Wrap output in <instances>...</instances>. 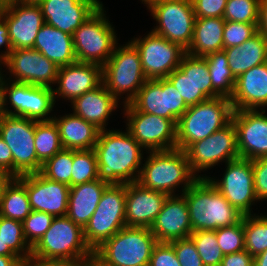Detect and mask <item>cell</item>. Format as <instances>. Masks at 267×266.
<instances>
[{
  "label": "cell",
  "instance_id": "4",
  "mask_svg": "<svg viewBox=\"0 0 267 266\" xmlns=\"http://www.w3.org/2000/svg\"><path fill=\"white\" fill-rule=\"evenodd\" d=\"M147 153L137 181L143 187L172 196L178 195L175 189L180 185L183 194L198 179L190 170L185 151L176 148Z\"/></svg>",
  "mask_w": 267,
  "mask_h": 266
},
{
  "label": "cell",
  "instance_id": "36",
  "mask_svg": "<svg viewBox=\"0 0 267 266\" xmlns=\"http://www.w3.org/2000/svg\"><path fill=\"white\" fill-rule=\"evenodd\" d=\"M34 142L37 159L42 164L63 149L59 129L54 120L37 121L35 123Z\"/></svg>",
  "mask_w": 267,
  "mask_h": 266
},
{
  "label": "cell",
  "instance_id": "7",
  "mask_svg": "<svg viewBox=\"0 0 267 266\" xmlns=\"http://www.w3.org/2000/svg\"><path fill=\"white\" fill-rule=\"evenodd\" d=\"M102 77V83L117 100L126 93L124 105L135 98L147 78L139 51L130 41L120 47L116 45L113 54L102 66Z\"/></svg>",
  "mask_w": 267,
  "mask_h": 266
},
{
  "label": "cell",
  "instance_id": "23",
  "mask_svg": "<svg viewBox=\"0 0 267 266\" xmlns=\"http://www.w3.org/2000/svg\"><path fill=\"white\" fill-rule=\"evenodd\" d=\"M26 191L31 210L54 217L66 216L70 186L44 177L40 172L26 174Z\"/></svg>",
  "mask_w": 267,
  "mask_h": 266
},
{
  "label": "cell",
  "instance_id": "33",
  "mask_svg": "<svg viewBox=\"0 0 267 266\" xmlns=\"http://www.w3.org/2000/svg\"><path fill=\"white\" fill-rule=\"evenodd\" d=\"M224 18H196L193 39L186 53L205 57L224 49Z\"/></svg>",
  "mask_w": 267,
  "mask_h": 266
},
{
  "label": "cell",
  "instance_id": "29",
  "mask_svg": "<svg viewBox=\"0 0 267 266\" xmlns=\"http://www.w3.org/2000/svg\"><path fill=\"white\" fill-rule=\"evenodd\" d=\"M33 49L38 50L58 67L77 61L72 35L46 23L40 28Z\"/></svg>",
  "mask_w": 267,
  "mask_h": 266
},
{
  "label": "cell",
  "instance_id": "40",
  "mask_svg": "<svg viewBox=\"0 0 267 266\" xmlns=\"http://www.w3.org/2000/svg\"><path fill=\"white\" fill-rule=\"evenodd\" d=\"M72 166L73 150L62 149L42 165L40 173L49 180L71 187Z\"/></svg>",
  "mask_w": 267,
  "mask_h": 266
},
{
  "label": "cell",
  "instance_id": "61",
  "mask_svg": "<svg viewBox=\"0 0 267 266\" xmlns=\"http://www.w3.org/2000/svg\"><path fill=\"white\" fill-rule=\"evenodd\" d=\"M21 3L39 4L43 0H15Z\"/></svg>",
  "mask_w": 267,
  "mask_h": 266
},
{
  "label": "cell",
  "instance_id": "25",
  "mask_svg": "<svg viewBox=\"0 0 267 266\" xmlns=\"http://www.w3.org/2000/svg\"><path fill=\"white\" fill-rule=\"evenodd\" d=\"M168 195L143 187L137 181L126 183V226L150 228Z\"/></svg>",
  "mask_w": 267,
  "mask_h": 266
},
{
  "label": "cell",
  "instance_id": "53",
  "mask_svg": "<svg viewBox=\"0 0 267 266\" xmlns=\"http://www.w3.org/2000/svg\"><path fill=\"white\" fill-rule=\"evenodd\" d=\"M22 266H78L67 261L42 260L30 256L22 262Z\"/></svg>",
  "mask_w": 267,
  "mask_h": 266
},
{
  "label": "cell",
  "instance_id": "17",
  "mask_svg": "<svg viewBox=\"0 0 267 266\" xmlns=\"http://www.w3.org/2000/svg\"><path fill=\"white\" fill-rule=\"evenodd\" d=\"M124 115L126 129L146 152L176 149V120L140 111H124Z\"/></svg>",
  "mask_w": 267,
  "mask_h": 266
},
{
  "label": "cell",
  "instance_id": "2",
  "mask_svg": "<svg viewBox=\"0 0 267 266\" xmlns=\"http://www.w3.org/2000/svg\"><path fill=\"white\" fill-rule=\"evenodd\" d=\"M193 232L217 230L238 223L243 214L232 206L208 178H198L183 194Z\"/></svg>",
  "mask_w": 267,
  "mask_h": 266
},
{
  "label": "cell",
  "instance_id": "58",
  "mask_svg": "<svg viewBox=\"0 0 267 266\" xmlns=\"http://www.w3.org/2000/svg\"><path fill=\"white\" fill-rule=\"evenodd\" d=\"M2 66L0 67V116H3L5 113L3 111V88H2Z\"/></svg>",
  "mask_w": 267,
  "mask_h": 266
},
{
  "label": "cell",
  "instance_id": "48",
  "mask_svg": "<svg viewBox=\"0 0 267 266\" xmlns=\"http://www.w3.org/2000/svg\"><path fill=\"white\" fill-rule=\"evenodd\" d=\"M196 18H223L227 0H192Z\"/></svg>",
  "mask_w": 267,
  "mask_h": 266
},
{
  "label": "cell",
  "instance_id": "47",
  "mask_svg": "<svg viewBox=\"0 0 267 266\" xmlns=\"http://www.w3.org/2000/svg\"><path fill=\"white\" fill-rule=\"evenodd\" d=\"M148 266H181L173 246L169 242H158L152 251Z\"/></svg>",
  "mask_w": 267,
  "mask_h": 266
},
{
  "label": "cell",
  "instance_id": "1",
  "mask_svg": "<svg viewBox=\"0 0 267 266\" xmlns=\"http://www.w3.org/2000/svg\"><path fill=\"white\" fill-rule=\"evenodd\" d=\"M143 147L129 131L101 130L94 146L98 179L108 184H126L138 181L143 158Z\"/></svg>",
  "mask_w": 267,
  "mask_h": 266
},
{
  "label": "cell",
  "instance_id": "19",
  "mask_svg": "<svg viewBox=\"0 0 267 266\" xmlns=\"http://www.w3.org/2000/svg\"><path fill=\"white\" fill-rule=\"evenodd\" d=\"M0 14L8 25L13 50L33 48L36 36L45 24L40 6L15 0H2Z\"/></svg>",
  "mask_w": 267,
  "mask_h": 266
},
{
  "label": "cell",
  "instance_id": "60",
  "mask_svg": "<svg viewBox=\"0 0 267 266\" xmlns=\"http://www.w3.org/2000/svg\"><path fill=\"white\" fill-rule=\"evenodd\" d=\"M83 266H103L94 257L86 262Z\"/></svg>",
  "mask_w": 267,
  "mask_h": 266
},
{
  "label": "cell",
  "instance_id": "57",
  "mask_svg": "<svg viewBox=\"0 0 267 266\" xmlns=\"http://www.w3.org/2000/svg\"><path fill=\"white\" fill-rule=\"evenodd\" d=\"M0 255L2 256H16L8 247V244L4 243L0 232Z\"/></svg>",
  "mask_w": 267,
  "mask_h": 266
},
{
  "label": "cell",
  "instance_id": "20",
  "mask_svg": "<svg viewBox=\"0 0 267 266\" xmlns=\"http://www.w3.org/2000/svg\"><path fill=\"white\" fill-rule=\"evenodd\" d=\"M2 64L13 77L8 81L51 89L56 84L59 67L33 48L14 49Z\"/></svg>",
  "mask_w": 267,
  "mask_h": 266
},
{
  "label": "cell",
  "instance_id": "44",
  "mask_svg": "<svg viewBox=\"0 0 267 266\" xmlns=\"http://www.w3.org/2000/svg\"><path fill=\"white\" fill-rule=\"evenodd\" d=\"M54 216L42 211H31L22 222L23 234L28 245L33 248L51 226Z\"/></svg>",
  "mask_w": 267,
  "mask_h": 266
},
{
  "label": "cell",
  "instance_id": "43",
  "mask_svg": "<svg viewBox=\"0 0 267 266\" xmlns=\"http://www.w3.org/2000/svg\"><path fill=\"white\" fill-rule=\"evenodd\" d=\"M215 233L218 245L224 255L245 249L243 218L234 225L218 228Z\"/></svg>",
  "mask_w": 267,
  "mask_h": 266
},
{
  "label": "cell",
  "instance_id": "52",
  "mask_svg": "<svg viewBox=\"0 0 267 266\" xmlns=\"http://www.w3.org/2000/svg\"><path fill=\"white\" fill-rule=\"evenodd\" d=\"M2 46L6 48V51L0 54V66L9 56V54L13 51V48L9 40L8 25L6 24V22L4 21L3 17L0 14V48Z\"/></svg>",
  "mask_w": 267,
  "mask_h": 266
},
{
  "label": "cell",
  "instance_id": "18",
  "mask_svg": "<svg viewBox=\"0 0 267 266\" xmlns=\"http://www.w3.org/2000/svg\"><path fill=\"white\" fill-rule=\"evenodd\" d=\"M166 78L178 90L187 107L213 98L212 80L204 57L185 53L179 67Z\"/></svg>",
  "mask_w": 267,
  "mask_h": 266
},
{
  "label": "cell",
  "instance_id": "30",
  "mask_svg": "<svg viewBox=\"0 0 267 266\" xmlns=\"http://www.w3.org/2000/svg\"><path fill=\"white\" fill-rule=\"evenodd\" d=\"M53 120L58 126L63 149H94L101 131L95 125L73 113L62 115L59 118L53 116Z\"/></svg>",
  "mask_w": 267,
  "mask_h": 266
},
{
  "label": "cell",
  "instance_id": "46",
  "mask_svg": "<svg viewBox=\"0 0 267 266\" xmlns=\"http://www.w3.org/2000/svg\"><path fill=\"white\" fill-rule=\"evenodd\" d=\"M181 266H204L193 240L188 238L169 242Z\"/></svg>",
  "mask_w": 267,
  "mask_h": 266
},
{
  "label": "cell",
  "instance_id": "45",
  "mask_svg": "<svg viewBox=\"0 0 267 266\" xmlns=\"http://www.w3.org/2000/svg\"><path fill=\"white\" fill-rule=\"evenodd\" d=\"M259 23H243L225 21L223 28L224 49L232 46H240L246 40L252 38L258 31Z\"/></svg>",
  "mask_w": 267,
  "mask_h": 266
},
{
  "label": "cell",
  "instance_id": "51",
  "mask_svg": "<svg viewBox=\"0 0 267 266\" xmlns=\"http://www.w3.org/2000/svg\"><path fill=\"white\" fill-rule=\"evenodd\" d=\"M0 172L13 177V155L7 143L0 137Z\"/></svg>",
  "mask_w": 267,
  "mask_h": 266
},
{
  "label": "cell",
  "instance_id": "13",
  "mask_svg": "<svg viewBox=\"0 0 267 266\" xmlns=\"http://www.w3.org/2000/svg\"><path fill=\"white\" fill-rule=\"evenodd\" d=\"M185 152L192 173L197 178H207V175H198L199 172L206 171V169L212 168L222 161L226 164L228 161L240 157L234 123L231 121L209 137L192 143Z\"/></svg>",
  "mask_w": 267,
  "mask_h": 266
},
{
  "label": "cell",
  "instance_id": "35",
  "mask_svg": "<svg viewBox=\"0 0 267 266\" xmlns=\"http://www.w3.org/2000/svg\"><path fill=\"white\" fill-rule=\"evenodd\" d=\"M212 80L213 98H231L234 93L236 78L228 65L224 50L211 53L204 57Z\"/></svg>",
  "mask_w": 267,
  "mask_h": 266
},
{
  "label": "cell",
  "instance_id": "5",
  "mask_svg": "<svg viewBox=\"0 0 267 266\" xmlns=\"http://www.w3.org/2000/svg\"><path fill=\"white\" fill-rule=\"evenodd\" d=\"M233 112L226 97L208 98L188 107L176 124V148L185 151L192 143L222 129L232 121Z\"/></svg>",
  "mask_w": 267,
  "mask_h": 266
},
{
  "label": "cell",
  "instance_id": "16",
  "mask_svg": "<svg viewBox=\"0 0 267 266\" xmlns=\"http://www.w3.org/2000/svg\"><path fill=\"white\" fill-rule=\"evenodd\" d=\"M225 168L221 180L207 178L240 213L250 215L253 203L258 201L254 190L252 160L239 157L228 161Z\"/></svg>",
  "mask_w": 267,
  "mask_h": 266
},
{
  "label": "cell",
  "instance_id": "50",
  "mask_svg": "<svg viewBox=\"0 0 267 266\" xmlns=\"http://www.w3.org/2000/svg\"><path fill=\"white\" fill-rule=\"evenodd\" d=\"M254 257L245 249L239 252L225 254L220 266H253Z\"/></svg>",
  "mask_w": 267,
  "mask_h": 266
},
{
  "label": "cell",
  "instance_id": "21",
  "mask_svg": "<svg viewBox=\"0 0 267 266\" xmlns=\"http://www.w3.org/2000/svg\"><path fill=\"white\" fill-rule=\"evenodd\" d=\"M266 110H237L232 122L237 131V149L240 158L254 160L267 157Z\"/></svg>",
  "mask_w": 267,
  "mask_h": 266
},
{
  "label": "cell",
  "instance_id": "38",
  "mask_svg": "<svg viewBox=\"0 0 267 266\" xmlns=\"http://www.w3.org/2000/svg\"><path fill=\"white\" fill-rule=\"evenodd\" d=\"M0 232L4 243L22 261L31 256L32 248L28 245L23 234V223L0 216Z\"/></svg>",
  "mask_w": 267,
  "mask_h": 266
},
{
  "label": "cell",
  "instance_id": "15",
  "mask_svg": "<svg viewBox=\"0 0 267 266\" xmlns=\"http://www.w3.org/2000/svg\"><path fill=\"white\" fill-rule=\"evenodd\" d=\"M139 51L147 80L166 78L179 67L186 50L153 31L130 41Z\"/></svg>",
  "mask_w": 267,
  "mask_h": 266
},
{
  "label": "cell",
  "instance_id": "6",
  "mask_svg": "<svg viewBox=\"0 0 267 266\" xmlns=\"http://www.w3.org/2000/svg\"><path fill=\"white\" fill-rule=\"evenodd\" d=\"M156 237L147 227L125 226L94 251L103 266H148Z\"/></svg>",
  "mask_w": 267,
  "mask_h": 266
},
{
  "label": "cell",
  "instance_id": "22",
  "mask_svg": "<svg viewBox=\"0 0 267 266\" xmlns=\"http://www.w3.org/2000/svg\"><path fill=\"white\" fill-rule=\"evenodd\" d=\"M46 24L73 35L102 5L99 0H43L38 4Z\"/></svg>",
  "mask_w": 267,
  "mask_h": 266
},
{
  "label": "cell",
  "instance_id": "62",
  "mask_svg": "<svg viewBox=\"0 0 267 266\" xmlns=\"http://www.w3.org/2000/svg\"><path fill=\"white\" fill-rule=\"evenodd\" d=\"M143 4H145V6H149L150 4H152L153 2L155 1H158V0H141Z\"/></svg>",
  "mask_w": 267,
  "mask_h": 266
},
{
  "label": "cell",
  "instance_id": "32",
  "mask_svg": "<svg viewBox=\"0 0 267 266\" xmlns=\"http://www.w3.org/2000/svg\"><path fill=\"white\" fill-rule=\"evenodd\" d=\"M228 65L237 79L247 70L267 62V37L258 32L240 46L223 49Z\"/></svg>",
  "mask_w": 267,
  "mask_h": 266
},
{
  "label": "cell",
  "instance_id": "24",
  "mask_svg": "<svg viewBox=\"0 0 267 266\" xmlns=\"http://www.w3.org/2000/svg\"><path fill=\"white\" fill-rule=\"evenodd\" d=\"M102 66L94 63L78 62L59 67L53 89L54 99L57 96L72 102L75 98L92 91L102 84ZM58 94V95H56Z\"/></svg>",
  "mask_w": 267,
  "mask_h": 266
},
{
  "label": "cell",
  "instance_id": "11",
  "mask_svg": "<svg viewBox=\"0 0 267 266\" xmlns=\"http://www.w3.org/2000/svg\"><path fill=\"white\" fill-rule=\"evenodd\" d=\"M147 8L157 23L151 31L187 50L196 20L192 0H158Z\"/></svg>",
  "mask_w": 267,
  "mask_h": 266
},
{
  "label": "cell",
  "instance_id": "27",
  "mask_svg": "<svg viewBox=\"0 0 267 266\" xmlns=\"http://www.w3.org/2000/svg\"><path fill=\"white\" fill-rule=\"evenodd\" d=\"M230 101L234 111L258 110V107L263 110L267 106V62L247 70L236 79Z\"/></svg>",
  "mask_w": 267,
  "mask_h": 266
},
{
  "label": "cell",
  "instance_id": "54",
  "mask_svg": "<svg viewBox=\"0 0 267 266\" xmlns=\"http://www.w3.org/2000/svg\"><path fill=\"white\" fill-rule=\"evenodd\" d=\"M258 31L267 37V0L260 1Z\"/></svg>",
  "mask_w": 267,
  "mask_h": 266
},
{
  "label": "cell",
  "instance_id": "37",
  "mask_svg": "<svg viewBox=\"0 0 267 266\" xmlns=\"http://www.w3.org/2000/svg\"><path fill=\"white\" fill-rule=\"evenodd\" d=\"M245 250L253 257L267 250V215H243Z\"/></svg>",
  "mask_w": 267,
  "mask_h": 266
},
{
  "label": "cell",
  "instance_id": "31",
  "mask_svg": "<svg viewBox=\"0 0 267 266\" xmlns=\"http://www.w3.org/2000/svg\"><path fill=\"white\" fill-rule=\"evenodd\" d=\"M107 185V182L97 179L70 187L67 216L84 229Z\"/></svg>",
  "mask_w": 267,
  "mask_h": 266
},
{
  "label": "cell",
  "instance_id": "14",
  "mask_svg": "<svg viewBox=\"0 0 267 266\" xmlns=\"http://www.w3.org/2000/svg\"><path fill=\"white\" fill-rule=\"evenodd\" d=\"M124 111H140L170 120L178 119L187 111L183 98L167 78L146 80L135 98Z\"/></svg>",
  "mask_w": 267,
  "mask_h": 266
},
{
  "label": "cell",
  "instance_id": "42",
  "mask_svg": "<svg viewBox=\"0 0 267 266\" xmlns=\"http://www.w3.org/2000/svg\"><path fill=\"white\" fill-rule=\"evenodd\" d=\"M261 0H227L223 18L225 21L259 23Z\"/></svg>",
  "mask_w": 267,
  "mask_h": 266
},
{
  "label": "cell",
  "instance_id": "55",
  "mask_svg": "<svg viewBox=\"0 0 267 266\" xmlns=\"http://www.w3.org/2000/svg\"><path fill=\"white\" fill-rule=\"evenodd\" d=\"M22 262L17 256L0 255V266H22Z\"/></svg>",
  "mask_w": 267,
  "mask_h": 266
},
{
  "label": "cell",
  "instance_id": "56",
  "mask_svg": "<svg viewBox=\"0 0 267 266\" xmlns=\"http://www.w3.org/2000/svg\"><path fill=\"white\" fill-rule=\"evenodd\" d=\"M253 266H267V250L254 257Z\"/></svg>",
  "mask_w": 267,
  "mask_h": 266
},
{
  "label": "cell",
  "instance_id": "12",
  "mask_svg": "<svg viewBox=\"0 0 267 266\" xmlns=\"http://www.w3.org/2000/svg\"><path fill=\"white\" fill-rule=\"evenodd\" d=\"M2 74L3 111L6 115L26 117L36 121H49L55 106L53 89L6 80ZM9 83V84H8ZM9 97V98H8ZM9 100V102H8ZM14 109H8L7 102Z\"/></svg>",
  "mask_w": 267,
  "mask_h": 266
},
{
  "label": "cell",
  "instance_id": "39",
  "mask_svg": "<svg viewBox=\"0 0 267 266\" xmlns=\"http://www.w3.org/2000/svg\"><path fill=\"white\" fill-rule=\"evenodd\" d=\"M98 179L97 158L94 149L73 150L71 187Z\"/></svg>",
  "mask_w": 267,
  "mask_h": 266
},
{
  "label": "cell",
  "instance_id": "8",
  "mask_svg": "<svg viewBox=\"0 0 267 266\" xmlns=\"http://www.w3.org/2000/svg\"><path fill=\"white\" fill-rule=\"evenodd\" d=\"M103 4L74 31L73 45L76 60L103 66L118 45L114 27L106 17ZM117 38V39H116Z\"/></svg>",
  "mask_w": 267,
  "mask_h": 266
},
{
  "label": "cell",
  "instance_id": "26",
  "mask_svg": "<svg viewBox=\"0 0 267 266\" xmlns=\"http://www.w3.org/2000/svg\"><path fill=\"white\" fill-rule=\"evenodd\" d=\"M150 229L158 242L188 238L193 230L185 197L168 196Z\"/></svg>",
  "mask_w": 267,
  "mask_h": 266
},
{
  "label": "cell",
  "instance_id": "28",
  "mask_svg": "<svg viewBox=\"0 0 267 266\" xmlns=\"http://www.w3.org/2000/svg\"><path fill=\"white\" fill-rule=\"evenodd\" d=\"M118 101L102 83L92 91L75 98L71 102L73 114L105 130L110 114L118 107Z\"/></svg>",
  "mask_w": 267,
  "mask_h": 266
},
{
  "label": "cell",
  "instance_id": "10",
  "mask_svg": "<svg viewBox=\"0 0 267 266\" xmlns=\"http://www.w3.org/2000/svg\"><path fill=\"white\" fill-rule=\"evenodd\" d=\"M26 117L4 114L0 118V137L13 155V177L41 171L42 163L35 150V123Z\"/></svg>",
  "mask_w": 267,
  "mask_h": 266
},
{
  "label": "cell",
  "instance_id": "41",
  "mask_svg": "<svg viewBox=\"0 0 267 266\" xmlns=\"http://www.w3.org/2000/svg\"><path fill=\"white\" fill-rule=\"evenodd\" d=\"M203 261L204 266H220L224 254L216 238L215 230H198L189 236Z\"/></svg>",
  "mask_w": 267,
  "mask_h": 266
},
{
  "label": "cell",
  "instance_id": "3",
  "mask_svg": "<svg viewBox=\"0 0 267 266\" xmlns=\"http://www.w3.org/2000/svg\"><path fill=\"white\" fill-rule=\"evenodd\" d=\"M31 256L83 266L94 257V252L85 241L84 229L66 215L54 217L49 229L32 248Z\"/></svg>",
  "mask_w": 267,
  "mask_h": 266
},
{
  "label": "cell",
  "instance_id": "59",
  "mask_svg": "<svg viewBox=\"0 0 267 266\" xmlns=\"http://www.w3.org/2000/svg\"><path fill=\"white\" fill-rule=\"evenodd\" d=\"M9 178L10 177L7 174L0 172V197H1L2 188Z\"/></svg>",
  "mask_w": 267,
  "mask_h": 266
},
{
  "label": "cell",
  "instance_id": "34",
  "mask_svg": "<svg viewBox=\"0 0 267 266\" xmlns=\"http://www.w3.org/2000/svg\"><path fill=\"white\" fill-rule=\"evenodd\" d=\"M31 211L26 191V174L10 177L2 188L0 216L23 222Z\"/></svg>",
  "mask_w": 267,
  "mask_h": 266
},
{
  "label": "cell",
  "instance_id": "49",
  "mask_svg": "<svg viewBox=\"0 0 267 266\" xmlns=\"http://www.w3.org/2000/svg\"><path fill=\"white\" fill-rule=\"evenodd\" d=\"M254 190L258 201L267 199V157L252 160Z\"/></svg>",
  "mask_w": 267,
  "mask_h": 266
},
{
  "label": "cell",
  "instance_id": "9",
  "mask_svg": "<svg viewBox=\"0 0 267 266\" xmlns=\"http://www.w3.org/2000/svg\"><path fill=\"white\" fill-rule=\"evenodd\" d=\"M126 184H108L98 206L84 227V238L94 252L126 226Z\"/></svg>",
  "mask_w": 267,
  "mask_h": 266
}]
</instances>
